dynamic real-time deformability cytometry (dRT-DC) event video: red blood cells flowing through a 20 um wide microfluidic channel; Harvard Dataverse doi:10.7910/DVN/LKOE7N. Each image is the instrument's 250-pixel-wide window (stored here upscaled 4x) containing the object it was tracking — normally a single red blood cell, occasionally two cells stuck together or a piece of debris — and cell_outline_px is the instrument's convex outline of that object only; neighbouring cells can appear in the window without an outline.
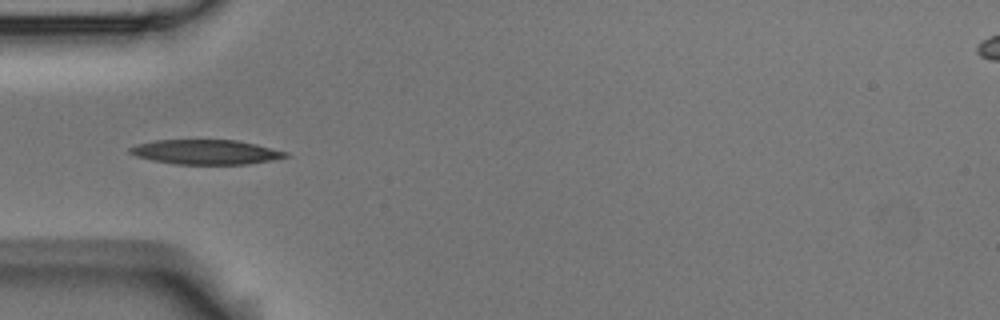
{"species": "Egyptian fruit bat (a non-hibernating species)", "species_latin": "Rousettus aegyptiacus", "temperature_condition": "room temperature", "stored_images_in_passage": 5, "camera_frame_rate_fps": 3000, "um_per_image_px": 0.085, "animal": {"sex": "male"}, "frame": {"image": 1, "passage_image": 3, "time_ms": 0.667, "image_size_px": [1000, 320], "cell_outline_px": [[288, 156], [272, 160], [248, 164], [176, 164], [152, 160], [136, 156], [128, 152], [128, 148], [136, 144], [156, 140], [236, 140], [256, 144], [288, 152]], "centroid_in_image_um": [17.47, 12.92], "position_along_channel_um": 67.5, "area_um2": 22.31}}
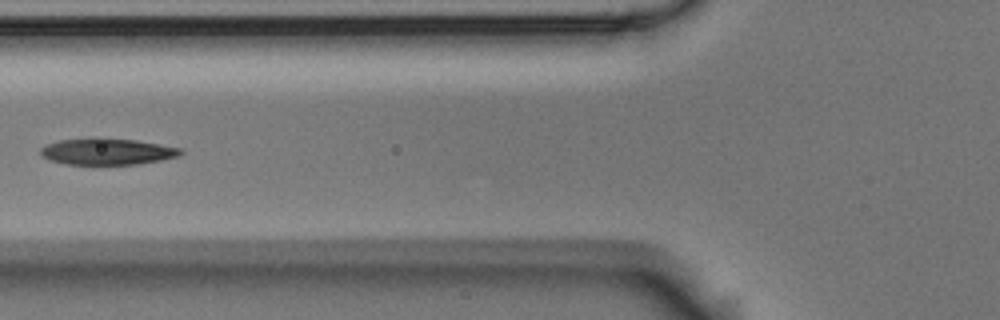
{"frame": {"image": 2, "passage_image": 4, "time_ms": 1.0, "image_size_px": [1000, 320], "cell_outline_px": [[184, 152], [180, 156], [160, 160], [136, 164], [64, 164], [48, 160], [40, 156], [40, 148], [48, 144], [60, 140], [96, 136], [100, 136], [136, 140], [180, 148]], "centroid_in_image_um": [9.06, 12.86], "position_along_channel_um": 116.7, "area_um2": 21.96}}
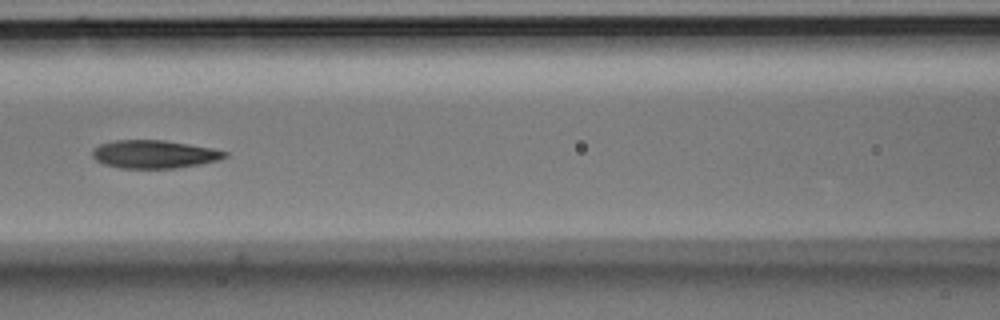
{"frame": {"image": 3, "passage_image": 5, "time_ms": 1.333, "image_size_px": [1000, 320], "cell_outline_px": [[228, 156], [216, 160], [200, 164], [176, 168], [120, 168], [104, 164], [96, 160], [92, 156], [92, 148], [100, 144], [112, 140], [164, 140], [212, 148], [228, 152]], "centroid_in_image_um": [13.07, 13.1], "position_along_channel_um": 153.5, "area_um2": 21.68}}